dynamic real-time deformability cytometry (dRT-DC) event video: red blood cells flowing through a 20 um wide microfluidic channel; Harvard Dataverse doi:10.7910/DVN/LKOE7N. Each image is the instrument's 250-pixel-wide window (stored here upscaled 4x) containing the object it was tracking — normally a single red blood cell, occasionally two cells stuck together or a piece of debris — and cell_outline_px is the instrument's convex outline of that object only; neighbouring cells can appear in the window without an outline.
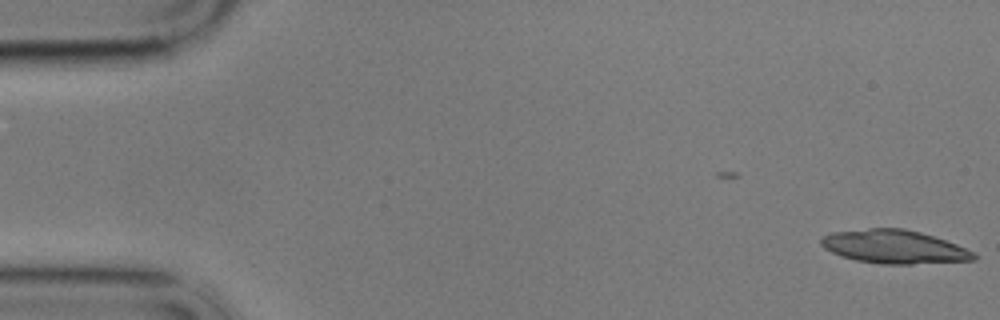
{"species": "common noctule bat (a hibernating species)", "species_latin": "Nyctalus noctula", "temperature_condition": "cold", "stored_images_in_passage": 4, "camera_frame_rate_fps": 3000, "um_per_image_px": 0.085, "animal": {"sex": "male", "body_mass_g": 17.9}, "frame": {"image": 1, "passage_image": 4, "time_ms": 1.0, "image_size_px": [1000, 320], "cell_outline_px": [[980, 256], [976, 260], [912, 264], [880, 264], [856, 260], [832, 252], [824, 248], [820, 244], [820, 236], [832, 232], [868, 228], [904, 228], [920, 232], [956, 244]], "centroid_in_image_um": [75.99, 20.97], "position_along_channel_um": 9.0, "area_um2": 29.77}}